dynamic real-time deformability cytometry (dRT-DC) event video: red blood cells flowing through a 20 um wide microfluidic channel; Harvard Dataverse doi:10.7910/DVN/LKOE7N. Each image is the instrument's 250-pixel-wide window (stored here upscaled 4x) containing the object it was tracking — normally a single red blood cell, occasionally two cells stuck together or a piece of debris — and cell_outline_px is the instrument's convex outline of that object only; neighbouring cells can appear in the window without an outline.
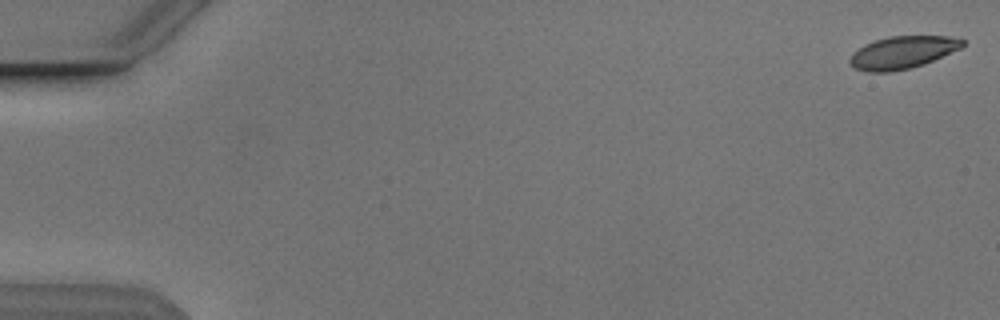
{"species": "Egyptian fruit bat (a non-hibernating species)", "species_latin": "Rousettus aegyptiacus", "temperature_condition": "cold", "stored_images_in_passage": 8, "camera_frame_rate_fps": 3000, "um_per_image_px": 0.085, "animal": {"sex": "male"}, "frame": {"image": 1, "passage_image": 1, "time_ms": 0.0, "image_size_px": [1000, 320], "cell_outline_px": [[964, 44], [960, 48], [924, 64], [908, 68], [888, 72], [868, 72], [856, 68], [848, 60], [852, 52], [864, 44], [888, 36], [948, 36], [964, 40]], "centroid_in_image_um": [76.68, 4.45], "position_along_channel_um": 8.3, "area_um2": 21.1}}